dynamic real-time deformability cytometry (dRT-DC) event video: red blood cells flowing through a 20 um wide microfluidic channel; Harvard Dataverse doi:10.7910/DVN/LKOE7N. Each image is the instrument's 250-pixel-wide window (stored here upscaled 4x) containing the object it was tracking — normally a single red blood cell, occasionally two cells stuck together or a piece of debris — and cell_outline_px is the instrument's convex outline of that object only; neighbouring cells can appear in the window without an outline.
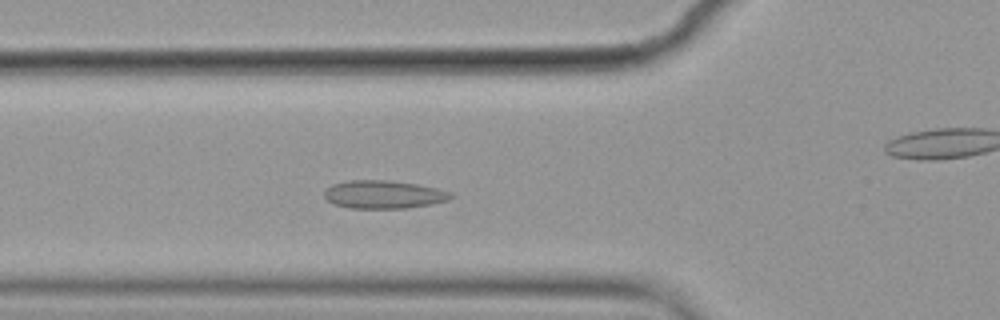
{"species": "common noctule bat (a hibernating species)", "species_latin": "Nyctalus noctula", "temperature_condition": "cold", "stored_images_in_passage": 45, "camera_frame_rate_fps": 3000, "um_per_image_px": 0.085, "animal": {"sex": "female", "body_mass_g": 19.9}, "frame": {"image": 1, "passage_image": 11, "time_ms": 3.333, "image_size_px": [1000, 320], "cell_outline_px": [[456, 196], [448, 200], [432, 204], [408, 208], [348, 208], [332, 204], [324, 196], [324, 192], [332, 184], [348, 180], [388, 180], [416, 184], [436, 188], [452, 192]], "centroid_in_image_um": [32.63, 16.53], "position_along_channel_um": 93.2, "area_um2": 20.87}}
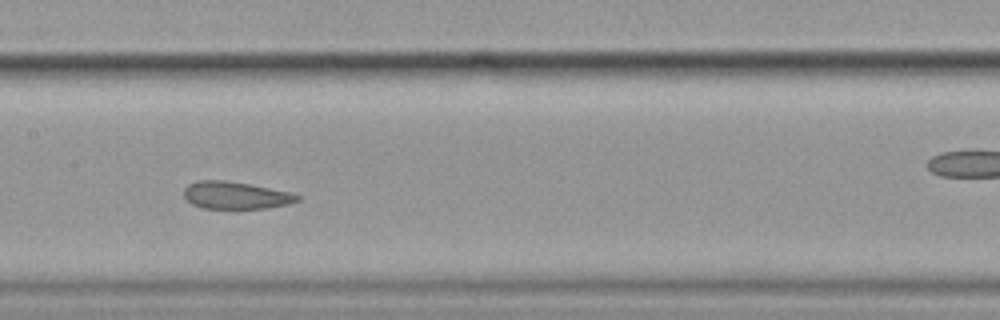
{"frame": {"image": 2, "passage_image": 19, "time_ms": 6.0, "image_size_px": [1000, 320], "cell_outline_px": [[300, 200], [288, 204], [268, 208], [204, 208], [192, 204], [184, 196], [184, 188], [188, 184], [196, 180], [224, 180], [248, 184], [292, 192], [300, 196]], "centroid_in_image_um": [20.03, 16.59], "position_along_channel_um": 187.4, "area_um2": 18.03}}
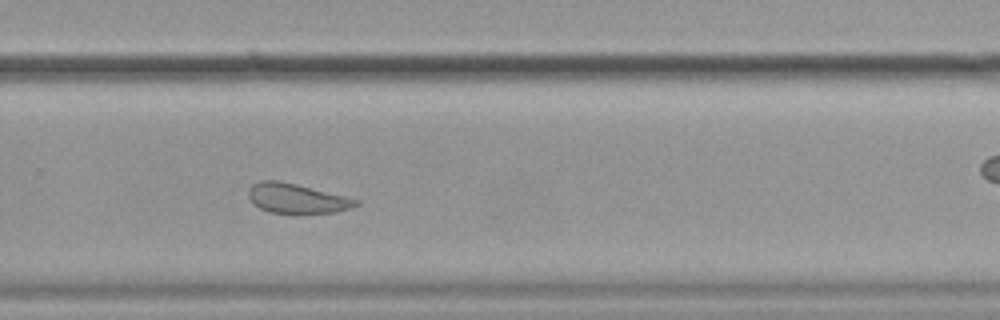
{"frame": {"image": 3, "passage_image": 29, "time_ms": 9.333, "image_size_px": [1000, 320], "cell_outline_px": [[360, 204], [348, 208], [332, 212], [300, 216], [268, 212], [252, 204], [248, 196], [248, 188], [252, 184], [260, 180], [280, 180], [360, 200]], "centroid_in_image_um": [25.16, 16.9], "position_along_channel_um": 304.6, "area_um2": 19.19}, "authors_computed_cell_mechanics": {"area_um2": 19.941, "velocity_mm_per_s": 3.523, "shape_relaxation_time_tau1_ms": null, "shape_relaxation_time_tau2_ms": 2.1772, "deformation_change_tau1": null, "deformation_change_tau2": 0.077}}